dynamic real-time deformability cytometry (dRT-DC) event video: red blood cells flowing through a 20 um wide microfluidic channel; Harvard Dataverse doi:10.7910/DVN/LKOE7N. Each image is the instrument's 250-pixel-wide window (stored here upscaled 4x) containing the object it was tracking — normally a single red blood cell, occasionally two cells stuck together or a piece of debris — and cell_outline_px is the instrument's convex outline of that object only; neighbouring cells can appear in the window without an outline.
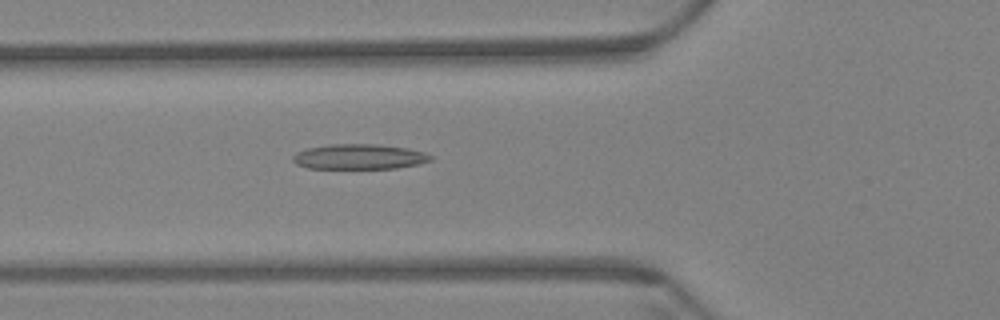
{"species": "Egyptian fruit bat (a non-hibernating species)", "species_latin": "Rousettus aegyptiacus", "temperature_condition": "warm", "stored_images_in_passage": 60, "camera_frame_rate_fps": 3000, "um_per_image_px": 0.085, "animal": {"sex": "female"}, "frame": {"image": 1, "passage_image": 22, "time_ms": 7.0, "image_size_px": [1000, 320], "cell_outline_px": [[432, 160], [420, 164], [396, 168], [308, 168], [296, 164], [292, 160], [292, 156], [296, 152], [308, 148], [328, 144], [376, 144], [408, 148], [424, 152], [432, 156]], "centroid_in_image_um": [30.53, 13.32], "position_along_channel_um": 95.3, "area_um2": 20.23}}
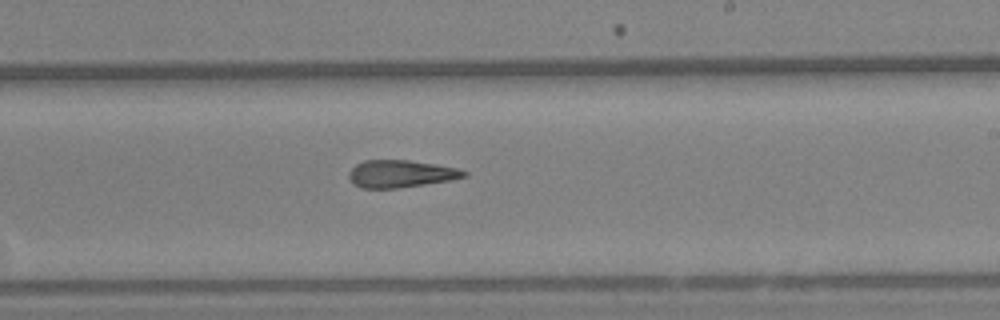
{"frame": {"image": 2, "passage_image": 36, "time_ms": 11.667, "image_size_px": [1000, 320], "cell_outline_px": [[468, 176], [448, 180], [424, 184], [396, 188], [360, 188], [352, 184], [348, 176], [348, 172], [356, 164], [364, 160], [408, 160], [436, 164], [460, 168], [468, 172]], "centroid_in_image_um": [34.04, 14.76], "position_along_channel_um": 255.0, "area_um2": 18.44}}
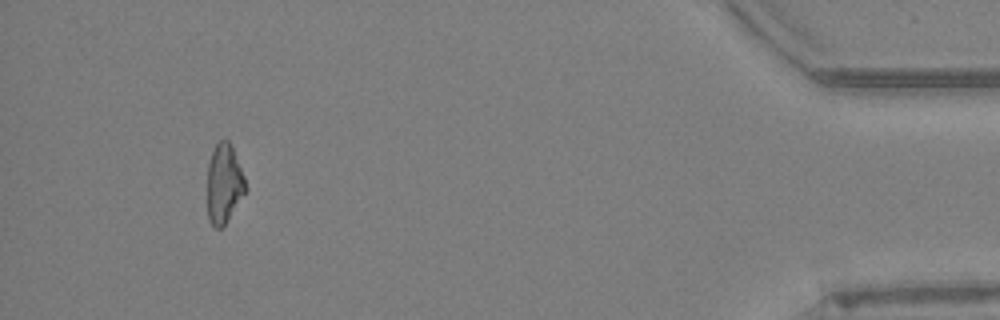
{"frame": {"image": 3, "passage_image": 56, "time_ms": 18.333, "image_size_px": [1000, 320], "cell_outline_px": [[244, 192], [228, 220], [220, 228], [216, 228], [208, 220], [208, 164], [212, 152], [216, 144], [220, 140], [228, 140], [232, 148], [244, 176]], "centroid_in_image_um": [19.01, 15.62], "position_along_channel_um": 416.2, "area_um2": 17.05}, "authors_computed_cell_mechanics": {"area_um2": 19.1896, "velocity_mm_per_s": 3.432, "shape_relaxation_time_tau1_ms": null, "shape_relaxation_time_tau2_ms": 7.0329, "deformation_change_tau1": null, "deformation_change_tau2": 0.2062}}